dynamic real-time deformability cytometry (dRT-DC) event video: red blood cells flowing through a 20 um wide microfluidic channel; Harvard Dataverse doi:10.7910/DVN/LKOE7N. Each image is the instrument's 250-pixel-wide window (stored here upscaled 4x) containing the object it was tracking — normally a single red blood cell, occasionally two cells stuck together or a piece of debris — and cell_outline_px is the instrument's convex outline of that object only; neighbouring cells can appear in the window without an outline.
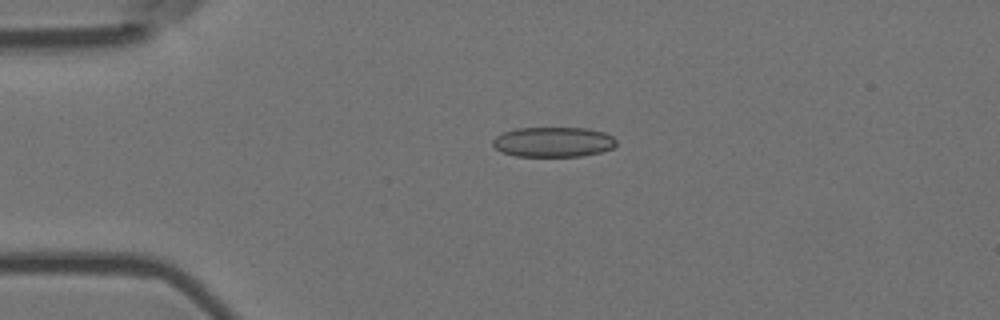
{"species": "Egyptian fruit bat (a non-hibernating species)", "species_latin": "Rousettus aegyptiacus", "temperature_condition": "room temperature", "stored_images_in_passage": 5, "camera_frame_rate_fps": 3000, "um_per_image_px": 0.085, "animal": {"sex": "female"}, "frame": {"image": 1, "passage_image": 4, "time_ms": 1.0, "image_size_px": [1000, 320], "cell_outline_px": [[616, 144], [612, 148], [600, 152], [580, 156], [516, 156], [500, 152], [492, 144], [492, 140], [496, 136], [504, 132], [516, 128], [584, 128], [604, 132], [612, 136], [616, 140]], "centroid_in_image_um": [47.0, 12.07], "position_along_channel_um": 38.0, "area_um2": 21.56}}